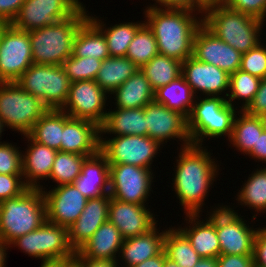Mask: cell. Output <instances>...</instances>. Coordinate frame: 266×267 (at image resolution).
<instances>
[{
    "mask_svg": "<svg viewBox=\"0 0 266 267\" xmlns=\"http://www.w3.org/2000/svg\"><path fill=\"white\" fill-rule=\"evenodd\" d=\"M225 5V0H194V12L201 17L212 9L219 8Z\"/></svg>",
    "mask_w": 266,
    "mask_h": 267,
    "instance_id": "cell-54",
    "label": "cell"
},
{
    "mask_svg": "<svg viewBox=\"0 0 266 267\" xmlns=\"http://www.w3.org/2000/svg\"><path fill=\"white\" fill-rule=\"evenodd\" d=\"M163 267H180L176 262L166 257Z\"/></svg>",
    "mask_w": 266,
    "mask_h": 267,
    "instance_id": "cell-59",
    "label": "cell"
},
{
    "mask_svg": "<svg viewBox=\"0 0 266 267\" xmlns=\"http://www.w3.org/2000/svg\"><path fill=\"white\" fill-rule=\"evenodd\" d=\"M4 125H3V122H2V120L0 119V137L2 136V132L4 131ZM0 140H1V138H0ZM1 143V142H0Z\"/></svg>",
    "mask_w": 266,
    "mask_h": 267,
    "instance_id": "cell-61",
    "label": "cell"
},
{
    "mask_svg": "<svg viewBox=\"0 0 266 267\" xmlns=\"http://www.w3.org/2000/svg\"><path fill=\"white\" fill-rule=\"evenodd\" d=\"M74 265V259L64 258L58 260H46L41 262L40 267H72Z\"/></svg>",
    "mask_w": 266,
    "mask_h": 267,
    "instance_id": "cell-56",
    "label": "cell"
},
{
    "mask_svg": "<svg viewBox=\"0 0 266 267\" xmlns=\"http://www.w3.org/2000/svg\"><path fill=\"white\" fill-rule=\"evenodd\" d=\"M88 156L57 151L49 178L57 185L72 184L80 175L84 160Z\"/></svg>",
    "mask_w": 266,
    "mask_h": 267,
    "instance_id": "cell-41",
    "label": "cell"
},
{
    "mask_svg": "<svg viewBox=\"0 0 266 267\" xmlns=\"http://www.w3.org/2000/svg\"><path fill=\"white\" fill-rule=\"evenodd\" d=\"M239 113V117L237 115L235 117L229 142L237 150L247 155L265 129L259 116L249 115L244 110H239Z\"/></svg>",
    "mask_w": 266,
    "mask_h": 267,
    "instance_id": "cell-35",
    "label": "cell"
},
{
    "mask_svg": "<svg viewBox=\"0 0 266 267\" xmlns=\"http://www.w3.org/2000/svg\"><path fill=\"white\" fill-rule=\"evenodd\" d=\"M32 64L29 33L6 24L0 34V82H16Z\"/></svg>",
    "mask_w": 266,
    "mask_h": 267,
    "instance_id": "cell-11",
    "label": "cell"
},
{
    "mask_svg": "<svg viewBox=\"0 0 266 267\" xmlns=\"http://www.w3.org/2000/svg\"><path fill=\"white\" fill-rule=\"evenodd\" d=\"M192 57L231 75L240 69L242 53L223 42L202 23L194 37Z\"/></svg>",
    "mask_w": 266,
    "mask_h": 267,
    "instance_id": "cell-17",
    "label": "cell"
},
{
    "mask_svg": "<svg viewBox=\"0 0 266 267\" xmlns=\"http://www.w3.org/2000/svg\"><path fill=\"white\" fill-rule=\"evenodd\" d=\"M23 136L29 143L27 150L22 153L24 182L29 188H43L39 180L49 179L57 151L33 141L28 135Z\"/></svg>",
    "mask_w": 266,
    "mask_h": 267,
    "instance_id": "cell-25",
    "label": "cell"
},
{
    "mask_svg": "<svg viewBox=\"0 0 266 267\" xmlns=\"http://www.w3.org/2000/svg\"><path fill=\"white\" fill-rule=\"evenodd\" d=\"M63 131V111L48 109L27 134L33 141L60 151Z\"/></svg>",
    "mask_w": 266,
    "mask_h": 267,
    "instance_id": "cell-34",
    "label": "cell"
},
{
    "mask_svg": "<svg viewBox=\"0 0 266 267\" xmlns=\"http://www.w3.org/2000/svg\"><path fill=\"white\" fill-rule=\"evenodd\" d=\"M153 1V0H152ZM157 4L151 5L152 7L164 9H177L194 11V0H154ZM159 4V6H157Z\"/></svg>",
    "mask_w": 266,
    "mask_h": 267,
    "instance_id": "cell-52",
    "label": "cell"
},
{
    "mask_svg": "<svg viewBox=\"0 0 266 267\" xmlns=\"http://www.w3.org/2000/svg\"><path fill=\"white\" fill-rule=\"evenodd\" d=\"M138 69L126 56L109 57L102 61L95 81L107 94H112Z\"/></svg>",
    "mask_w": 266,
    "mask_h": 267,
    "instance_id": "cell-32",
    "label": "cell"
},
{
    "mask_svg": "<svg viewBox=\"0 0 266 267\" xmlns=\"http://www.w3.org/2000/svg\"><path fill=\"white\" fill-rule=\"evenodd\" d=\"M18 247L41 261L72 258L75 251L68 241V229L46 220L39 228L13 240L9 247Z\"/></svg>",
    "mask_w": 266,
    "mask_h": 267,
    "instance_id": "cell-9",
    "label": "cell"
},
{
    "mask_svg": "<svg viewBox=\"0 0 266 267\" xmlns=\"http://www.w3.org/2000/svg\"><path fill=\"white\" fill-rule=\"evenodd\" d=\"M123 241L120 231L107 220L78 251L90 259L118 261Z\"/></svg>",
    "mask_w": 266,
    "mask_h": 267,
    "instance_id": "cell-27",
    "label": "cell"
},
{
    "mask_svg": "<svg viewBox=\"0 0 266 267\" xmlns=\"http://www.w3.org/2000/svg\"><path fill=\"white\" fill-rule=\"evenodd\" d=\"M164 252L180 267H193L202 258L187 237L177 228L169 227L164 238Z\"/></svg>",
    "mask_w": 266,
    "mask_h": 267,
    "instance_id": "cell-36",
    "label": "cell"
},
{
    "mask_svg": "<svg viewBox=\"0 0 266 267\" xmlns=\"http://www.w3.org/2000/svg\"><path fill=\"white\" fill-rule=\"evenodd\" d=\"M83 5L79 0H25L11 25L27 32L55 25L74 15Z\"/></svg>",
    "mask_w": 266,
    "mask_h": 267,
    "instance_id": "cell-14",
    "label": "cell"
},
{
    "mask_svg": "<svg viewBox=\"0 0 266 267\" xmlns=\"http://www.w3.org/2000/svg\"><path fill=\"white\" fill-rule=\"evenodd\" d=\"M157 54L159 52L154 34L144 22L129 44L126 57L141 69Z\"/></svg>",
    "mask_w": 266,
    "mask_h": 267,
    "instance_id": "cell-39",
    "label": "cell"
},
{
    "mask_svg": "<svg viewBox=\"0 0 266 267\" xmlns=\"http://www.w3.org/2000/svg\"><path fill=\"white\" fill-rule=\"evenodd\" d=\"M16 82L23 90L38 97L48 109L64 106L71 84L61 65L34 63Z\"/></svg>",
    "mask_w": 266,
    "mask_h": 267,
    "instance_id": "cell-8",
    "label": "cell"
},
{
    "mask_svg": "<svg viewBox=\"0 0 266 267\" xmlns=\"http://www.w3.org/2000/svg\"><path fill=\"white\" fill-rule=\"evenodd\" d=\"M109 166L106 156L99 150L84 160L80 175L72 184L87 199L107 195L110 192Z\"/></svg>",
    "mask_w": 266,
    "mask_h": 267,
    "instance_id": "cell-24",
    "label": "cell"
},
{
    "mask_svg": "<svg viewBox=\"0 0 266 267\" xmlns=\"http://www.w3.org/2000/svg\"><path fill=\"white\" fill-rule=\"evenodd\" d=\"M193 267H218L217 258H201Z\"/></svg>",
    "mask_w": 266,
    "mask_h": 267,
    "instance_id": "cell-57",
    "label": "cell"
},
{
    "mask_svg": "<svg viewBox=\"0 0 266 267\" xmlns=\"http://www.w3.org/2000/svg\"><path fill=\"white\" fill-rule=\"evenodd\" d=\"M179 152L172 178L173 189L185 214H200L208 190L219 173V165L211 159L205 146L191 144L180 148Z\"/></svg>",
    "mask_w": 266,
    "mask_h": 267,
    "instance_id": "cell-1",
    "label": "cell"
},
{
    "mask_svg": "<svg viewBox=\"0 0 266 267\" xmlns=\"http://www.w3.org/2000/svg\"><path fill=\"white\" fill-rule=\"evenodd\" d=\"M187 118V128L192 145L202 146L204 139L232 136L233 124L239 111L222 96H196ZM237 110V111H235ZM238 113V114H236Z\"/></svg>",
    "mask_w": 266,
    "mask_h": 267,
    "instance_id": "cell-5",
    "label": "cell"
},
{
    "mask_svg": "<svg viewBox=\"0 0 266 267\" xmlns=\"http://www.w3.org/2000/svg\"><path fill=\"white\" fill-rule=\"evenodd\" d=\"M102 60L92 57H68L62 67L70 82L95 80L101 67Z\"/></svg>",
    "mask_w": 266,
    "mask_h": 267,
    "instance_id": "cell-42",
    "label": "cell"
},
{
    "mask_svg": "<svg viewBox=\"0 0 266 267\" xmlns=\"http://www.w3.org/2000/svg\"><path fill=\"white\" fill-rule=\"evenodd\" d=\"M107 93L95 80H81L70 84L66 103L61 108L72 118L86 119L101 126L106 118Z\"/></svg>",
    "mask_w": 266,
    "mask_h": 267,
    "instance_id": "cell-15",
    "label": "cell"
},
{
    "mask_svg": "<svg viewBox=\"0 0 266 267\" xmlns=\"http://www.w3.org/2000/svg\"><path fill=\"white\" fill-rule=\"evenodd\" d=\"M261 78L251 75L248 72L238 69L230 75L229 91L227 95V102L235 106L234 100H242L243 104L240 106L241 110L246 108L253 100L256 92L259 89Z\"/></svg>",
    "mask_w": 266,
    "mask_h": 267,
    "instance_id": "cell-40",
    "label": "cell"
},
{
    "mask_svg": "<svg viewBox=\"0 0 266 267\" xmlns=\"http://www.w3.org/2000/svg\"><path fill=\"white\" fill-rule=\"evenodd\" d=\"M47 110L38 97L17 82H0V119L4 127L27 135Z\"/></svg>",
    "mask_w": 266,
    "mask_h": 267,
    "instance_id": "cell-7",
    "label": "cell"
},
{
    "mask_svg": "<svg viewBox=\"0 0 266 267\" xmlns=\"http://www.w3.org/2000/svg\"><path fill=\"white\" fill-rule=\"evenodd\" d=\"M16 145L0 143V174H22V152ZM21 151V152H20Z\"/></svg>",
    "mask_w": 266,
    "mask_h": 267,
    "instance_id": "cell-44",
    "label": "cell"
},
{
    "mask_svg": "<svg viewBox=\"0 0 266 267\" xmlns=\"http://www.w3.org/2000/svg\"><path fill=\"white\" fill-rule=\"evenodd\" d=\"M218 267H255L253 255H226L217 257Z\"/></svg>",
    "mask_w": 266,
    "mask_h": 267,
    "instance_id": "cell-49",
    "label": "cell"
},
{
    "mask_svg": "<svg viewBox=\"0 0 266 267\" xmlns=\"http://www.w3.org/2000/svg\"><path fill=\"white\" fill-rule=\"evenodd\" d=\"M202 21L219 39L242 54L261 42L264 21L248 14L222 6L207 12Z\"/></svg>",
    "mask_w": 266,
    "mask_h": 267,
    "instance_id": "cell-6",
    "label": "cell"
},
{
    "mask_svg": "<svg viewBox=\"0 0 266 267\" xmlns=\"http://www.w3.org/2000/svg\"><path fill=\"white\" fill-rule=\"evenodd\" d=\"M243 110L252 116H260L266 112V78L261 80L253 100Z\"/></svg>",
    "mask_w": 266,
    "mask_h": 267,
    "instance_id": "cell-47",
    "label": "cell"
},
{
    "mask_svg": "<svg viewBox=\"0 0 266 267\" xmlns=\"http://www.w3.org/2000/svg\"><path fill=\"white\" fill-rule=\"evenodd\" d=\"M39 189L45 197L47 220L67 229L78 219L88 201L73 184L59 185L48 192L46 187Z\"/></svg>",
    "mask_w": 266,
    "mask_h": 267,
    "instance_id": "cell-18",
    "label": "cell"
},
{
    "mask_svg": "<svg viewBox=\"0 0 266 267\" xmlns=\"http://www.w3.org/2000/svg\"><path fill=\"white\" fill-rule=\"evenodd\" d=\"M74 57L109 58V50L103 32L87 18L78 28L73 42Z\"/></svg>",
    "mask_w": 266,
    "mask_h": 267,
    "instance_id": "cell-30",
    "label": "cell"
},
{
    "mask_svg": "<svg viewBox=\"0 0 266 267\" xmlns=\"http://www.w3.org/2000/svg\"><path fill=\"white\" fill-rule=\"evenodd\" d=\"M110 196L122 202L146 205L154 179L151 169L109 164Z\"/></svg>",
    "mask_w": 266,
    "mask_h": 267,
    "instance_id": "cell-13",
    "label": "cell"
},
{
    "mask_svg": "<svg viewBox=\"0 0 266 267\" xmlns=\"http://www.w3.org/2000/svg\"><path fill=\"white\" fill-rule=\"evenodd\" d=\"M146 115L147 136L159 142L162 146L167 140L174 139L187 147L192 144L187 128V118L161 103L150 102L144 107Z\"/></svg>",
    "mask_w": 266,
    "mask_h": 267,
    "instance_id": "cell-16",
    "label": "cell"
},
{
    "mask_svg": "<svg viewBox=\"0 0 266 267\" xmlns=\"http://www.w3.org/2000/svg\"><path fill=\"white\" fill-rule=\"evenodd\" d=\"M240 70L261 79L266 78V45L260 42L248 52L243 53Z\"/></svg>",
    "mask_w": 266,
    "mask_h": 267,
    "instance_id": "cell-43",
    "label": "cell"
},
{
    "mask_svg": "<svg viewBox=\"0 0 266 267\" xmlns=\"http://www.w3.org/2000/svg\"><path fill=\"white\" fill-rule=\"evenodd\" d=\"M106 138L100 136V151L106 156L109 164H130L151 169L155 155L161 150V144L148 136L125 135Z\"/></svg>",
    "mask_w": 266,
    "mask_h": 267,
    "instance_id": "cell-10",
    "label": "cell"
},
{
    "mask_svg": "<svg viewBox=\"0 0 266 267\" xmlns=\"http://www.w3.org/2000/svg\"><path fill=\"white\" fill-rule=\"evenodd\" d=\"M23 179V174H0V202L24 193L29 187Z\"/></svg>",
    "mask_w": 266,
    "mask_h": 267,
    "instance_id": "cell-45",
    "label": "cell"
},
{
    "mask_svg": "<svg viewBox=\"0 0 266 267\" xmlns=\"http://www.w3.org/2000/svg\"><path fill=\"white\" fill-rule=\"evenodd\" d=\"M46 220L42 189L28 188L21 195L0 202V240L9 245L39 228Z\"/></svg>",
    "mask_w": 266,
    "mask_h": 267,
    "instance_id": "cell-4",
    "label": "cell"
},
{
    "mask_svg": "<svg viewBox=\"0 0 266 267\" xmlns=\"http://www.w3.org/2000/svg\"><path fill=\"white\" fill-rule=\"evenodd\" d=\"M111 95L116 108L121 109L144 108L154 101V90L140 68Z\"/></svg>",
    "mask_w": 266,
    "mask_h": 267,
    "instance_id": "cell-29",
    "label": "cell"
},
{
    "mask_svg": "<svg viewBox=\"0 0 266 267\" xmlns=\"http://www.w3.org/2000/svg\"><path fill=\"white\" fill-rule=\"evenodd\" d=\"M100 150V126L79 118H72L63 111V131L60 151L92 156Z\"/></svg>",
    "mask_w": 266,
    "mask_h": 267,
    "instance_id": "cell-20",
    "label": "cell"
},
{
    "mask_svg": "<svg viewBox=\"0 0 266 267\" xmlns=\"http://www.w3.org/2000/svg\"><path fill=\"white\" fill-rule=\"evenodd\" d=\"M223 207L213 208L209 217L205 220H199L201 214H186V221L189 225L178 229L187 237L194 250L202 258H217L220 255V243L215 227V210ZM188 218V219H187Z\"/></svg>",
    "mask_w": 266,
    "mask_h": 267,
    "instance_id": "cell-23",
    "label": "cell"
},
{
    "mask_svg": "<svg viewBox=\"0 0 266 267\" xmlns=\"http://www.w3.org/2000/svg\"><path fill=\"white\" fill-rule=\"evenodd\" d=\"M259 117L261 119L263 128L266 130V112L265 113H262Z\"/></svg>",
    "mask_w": 266,
    "mask_h": 267,
    "instance_id": "cell-60",
    "label": "cell"
},
{
    "mask_svg": "<svg viewBox=\"0 0 266 267\" xmlns=\"http://www.w3.org/2000/svg\"><path fill=\"white\" fill-rule=\"evenodd\" d=\"M6 25V23L0 21V34H1V31L3 29V27Z\"/></svg>",
    "mask_w": 266,
    "mask_h": 267,
    "instance_id": "cell-62",
    "label": "cell"
},
{
    "mask_svg": "<svg viewBox=\"0 0 266 267\" xmlns=\"http://www.w3.org/2000/svg\"><path fill=\"white\" fill-rule=\"evenodd\" d=\"M158 229L156 224L146 233L124 239L120 248V258L123 259L121 262L124 263L121 267H132L159 255L164 250L166 230L160 232Z\"/></svg>",
    "mask_w": 266,
    "mask_h": 267,
    "instance_id": "cell-26",
    "label": "cell"
},
{
    "mask_svg": "<svg viewBox=\"0 0 266 267\" xmlns=\"http://www.w3.org/2000/svg\"><path fill=\"white\" fill-rule=\"evenodd\" d=\"M195 96L200 91L205 96H220L226 98L229 91L230 75L223 69L209 63L187 58L182 62V73ZM227 90V92H225Z\"/></svg>",
    "mask_w": 266,
    "mask_h": 267,
    "instance_id": "cell-19",
    "label": "cell"
},
{
    "mask_svg": "<svg viewBox=\"0 0 266 267\" xmlns=\"http://www.w3.org/2000/svg\"><path fill=\"white\" fill-rule=\"evenodd\" d=\"M88 18L103 32L110 57L126 56L129 44L137 30L144 24L143 22H122L105 28L107 26L97 16L95 18L88 13Z\"/></svg>",
    "mask_w": 266,
    "mask_h": 267,
    "instance_id": "cell-33",
    "label": "cell"
},
{
    "mask_svg": "<svg viewBox=\"0 0 266 267\" xmlns=\"http://www.w3.org/2000/svg\"><path fill=\"white\" fill-rule=\"evenodd\" d=\"M240 216L227 205L215 210L220 254L253 255L254 239L259 228L249 227Z\"/></svg>",
    "mask_w": 266,
    "mask_h": 267,
    "instance_id": "cell-12",
    "label": "cell"
},
{
    "mask_svg": "<svg viewBox=\"0 0 266 267\" xmlns=\"http://www.w3.org/2000/svg\"><path fill=\"white\" fill-rule=\"evenodd\" d=\"M261 228L254 239L253 258L256 267H266V227Z\"/></svg>",
    "mask_w": 266,
    "mask_h": 267,
    "instance_id": "cell-48",
    "label": "cell"
},
{
    "mask_svg": "<svg viewBox=\"0 0 266 267\" xmlns=\"http://www.w3.org/2000/svg\"><path fill=\"white\" fill-rule=\"evenodd\" d=\"M260 168L249 175L236 199L238 204L254 209L256 214L266 212V167Z\"/></svg>",
    "mask_w": 266,
    "mask_h": 267,
    "instance_id": "cell-38",
    "label": "cell"
},
{
    "mask_svg": "<svg viewBox=\"0 0 266 267\" xmlns=\"http://www.w3.org/2000/svg\"><path fill=\"white\" fill-rule=\"evenodd\" d=\"M115 109L107 112L105 121L100 126V136L103 134L147 136L144 108Z\"/></svg>",
    "mask_w": 266,
    "mask_h": 267,
    "instance_id": "cell-28",
    "label": "cell"
},
{
    "mask_svg": "<svg viewBox=\"0 0 266 267\" xmlns=\"http://www.w3.org/2000/svg\"><path fill=\"white\" fill-rule=\"evenodd\" d=\"M73 259L76 267H120L117 261L90 259L84 257L79 251L74 253Z\"/></svg>",
    "mask_w": 266,
    "mask_h": 267,
    "instance_id": "cell-51",
    "label": "cell"
},
{
    "mask_svg": "<svg viewBox=\"0 0 266 267\" xmlns=\"http://www.w3.org/2000/svg\"><path fill=\"white\" fill-rule=\"evenodd\" d=\"M110 199V194L88 199L81 215L68 228L69 245L75 252L108 220Z\"/></svg>",
    "mask_w": 266,
    "mask_h": 267,
    "instance_id": "cell-22",
    "label": "cell"
},
{
    "mask_svg": "<svg viewBox=\"0 0 266 267\" xmlns=\"http://www.w3.org/2000/svg\"><path fill=\"white\" fill-rule=\"evenodd\" d=\"M144 12L146 20L143 22L152 30L159 54L181 62L192 57L194 37L203 23L202 17L188 10L152 6Z\"/></svg>",
    "mask_w": 266,
    "mask_h": 267,
    "instance_id": "cell-2",
    "label": "cell"
},
{
    "mask_svg": "<svg viewBox=\"0 0 266 267\" xmlns=\"http://www.w3.org/2000/svg\"><path fill=\"white\" fill-rule=\"evenodd\" d=\"M8 248H10L9 245L0 240V267H6V252H8L6 250Z\"/></svg>",
    "mask_w": 266,
    "mask_h": 267,
    "instance_id": "cell-58",
    "label": "cell"
},
{
    "mask_svg": "<svg viewBox=\"0 0 266 267\" xmlns=\"http://www.w3.org/2000/svg\"><path fill=\"white\" fill-rule=\"evenodd\" d=\"M146 205L110 199L108 220L120 231L124 239L139 236L152 229L158 220Z\"/></svg>",
    "mask_w": 266,
    "mask_h": 267,
    "instance_id": "cell-21",
    "label": "cell"
},
{
    "mask_svg": "<svg viewBox=\"0 0 266 267\" xmlns=\"http://www.w3.org/2000/svg\"><path fill=\"white\" fill-rule=\"evenodd\" d=\"M247 155L255 159L256 162L258 160V162L266 163V130L262 132L257 143Z\"/></svg>",
    "mask_w": 266,
    "mask_h": 267,
    "instance_id": "cell-53",
    "label": "cell"
},
{
    "mask_svg": "<svg viewBox=\"0 0 266 267\" xmlns=\"http://www.w3.org/2000/svg\"><path fill=\"white\" fill-rule=\"evenodd\" d=\"M166 254L164 250L157 256L147 259L142 263L136 264L132 267H163L164 261L166 259Z\"/></svg>",
    "mask_w": 266,
    "mask_h": 267,
    "instance_id": "cell-55",
    "label": "cell"
},
{
    "mask_svg": "<svg viewBox=\"0 0 266 267\" xmlns=\"http://www.w3.org/2000/svg\"><path fill=\"white\" fill-rule=\"evenodd\" d=\"M85 5L71 17L55 25L28 31L34 64L62 65L73 53V42L80 25L88 18Z\"/></svg>",
    "mask_w": 266,
    "mask_h": 267,
    "instance_id": "cell-3",
    "label": "cell"
},
{
    "mask_svg": "<svg viewBox=\"0 0 266 267\" xmlns=\"http://www.w3.org/2000/svg\"><path fill=\"white\" fill-rule=\"evenodd\" d=\"M141 70L155 91L181 76L182 62L157 54Z\"/></svg>",
    "mask_w": 266,
    "mask_h": 267,
    "instance_id": "cell-37",
    "label": "cell"
},
{
    "mask_svg": "<svg viewBox=\"0 0 266 267\" xmlns=\"http://www.w3.org/2000/svg\"><path fill=\"white\" fill-rule=\"evenodd\" d=\"M224 6L265 21L266 0H225Z\"/></svg>",
    "mask_w": 266,
    "mask_h": 267,
    "instance_id": "cell-46",
    "label": "cell"
},
{
    "mask_svg": "<svg viewBox=\"0 0 266 267\" xmlns=\"http://www.w3.org/2000/svg\"><path fill=\"white\" fill-rule=\"evenodd\" d=\"M25 0H0V21L11 24Z\"/></svg>",
    "mask_w": 266,
    "mask_h": 267,
    "instance_id": "cell-50",
    "label": "cell"
},
{
    "mask_svg": "<svg viewBox=\"0 0 266 267\" xmlns=\"http://www.w3.org/2000/svg\"><path fill=\"white\" fill-rule=\"evenodd\" d=\"M191 87L181 75L169 84L154 91V101L189 117L195 98Z\"/></svg>",
    "mask_w": 266,
    "mask_h": 267,
    "instance_id": "cell-31",
    "label": "cell"
}]
</instances>
